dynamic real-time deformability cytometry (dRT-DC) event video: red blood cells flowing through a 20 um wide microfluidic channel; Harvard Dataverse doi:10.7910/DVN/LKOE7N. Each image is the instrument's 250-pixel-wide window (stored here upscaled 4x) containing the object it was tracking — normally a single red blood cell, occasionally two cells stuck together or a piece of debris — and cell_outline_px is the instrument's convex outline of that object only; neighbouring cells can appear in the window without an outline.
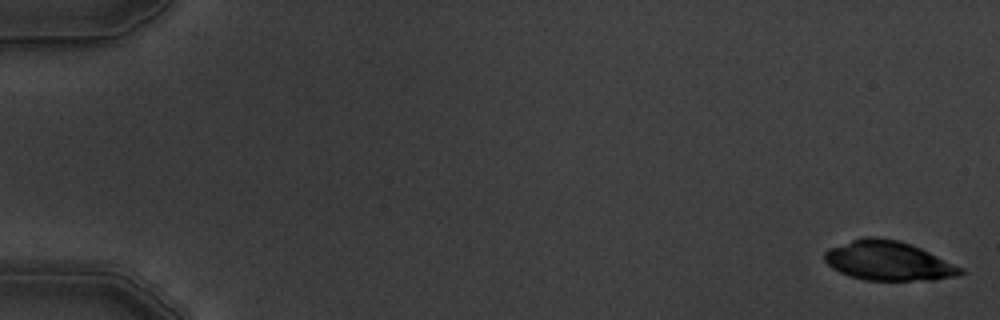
{"species": "common noctule bat (a hibernating species)", "species_latin": "Nyctalus noctula", "temperature_condition": "warm", "stored_images_in_passage": 7, "camera_frame_rate_fps": 3000, "um_per_image_px": 0.085, "animal": {"sex": "male", "body_mass_g": 19.5, "forearm_length_mm": 54.6}, "frame": {"image": 1, "passage_image": 1, "time_ms": 0.0, "image_size_px": [1000, 320], "cell_outline_px": [[968, 272], [956, 276], [936, 280], [864, 280], [848, 276], [832, 268], [824, 260], [824, 252], [828, 248], [864, 236], [876, 236], [900, 240], [912, 244], [964, 268]], "centroid_in_image_um": [75.52, 22.17], "position_along_channel_um": 9.5, "area_um2": 31.56}}